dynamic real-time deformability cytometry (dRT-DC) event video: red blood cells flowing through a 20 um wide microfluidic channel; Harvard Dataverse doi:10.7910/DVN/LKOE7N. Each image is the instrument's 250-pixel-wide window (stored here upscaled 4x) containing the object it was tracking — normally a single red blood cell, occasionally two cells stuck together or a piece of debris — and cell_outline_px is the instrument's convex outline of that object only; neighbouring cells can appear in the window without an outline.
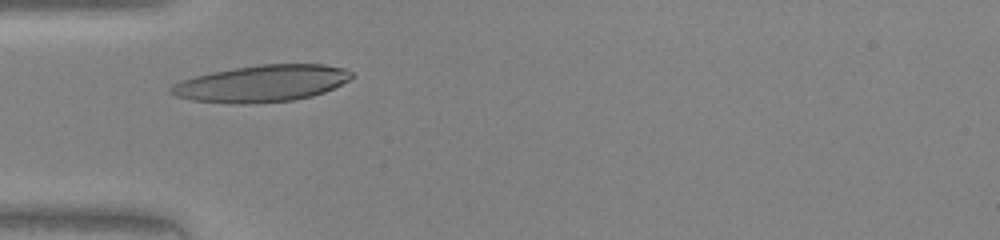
{"species": "human", "species_latin": "Homo sapiens", "temperature_condition": "warm", "stored_images_in_passage": 25, "camera_frame_rate_fps": 3000, "um_per_image_px": 0.085, "donor": {"sex": "female"}, "frame": {"image": 1, "passage_image": 1, "time_ms": 0.0, "image_size_px": [1000, 240], "cell_outline_px": [[356, 76], [324, 92], [312, 96], [292, 100], [244, 104], [232, 104], [192, 100], [176, 96], [168, 92], [168, 88], [172, 84], [180, 80], [212, 72], [260, 64], [324, 64], [344, 68], [352, 72]], "centroid_in_image_um": [22.23, 7.09], "position_along_channel_um": 62.8, "area_um2": 38.67}}